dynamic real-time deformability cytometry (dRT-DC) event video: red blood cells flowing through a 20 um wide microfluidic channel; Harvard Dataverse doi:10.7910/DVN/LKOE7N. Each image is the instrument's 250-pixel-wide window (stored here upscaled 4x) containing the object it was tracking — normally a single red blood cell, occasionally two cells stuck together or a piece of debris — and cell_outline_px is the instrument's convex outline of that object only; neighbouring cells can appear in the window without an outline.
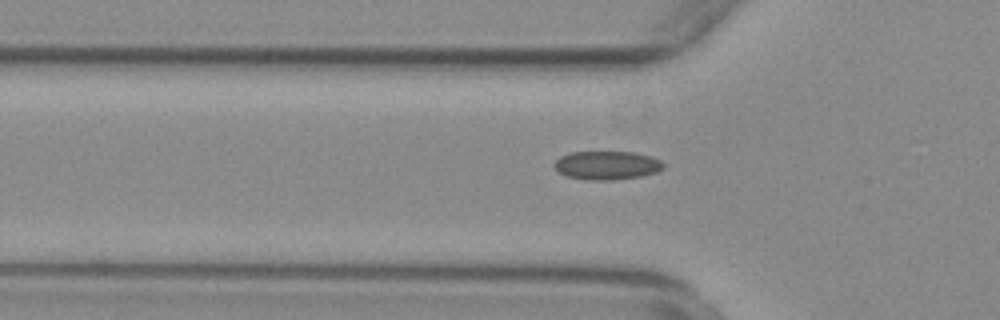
{"species": "common noctule bat (a hibernating species)", "species_latin": "Nyctalus noctula", "temperature_condition": "warm", "stored_images_in_passage": 33, "camera_frame_rate_fps": 3000, "um_per_image_px": 0.085, "animal": {"sex": "female", "body_mass_g": 29.2, "forearm_length_mm": 56.3}, "frame": {"image": 1, "passage_image": 8, "time_ms": 2.333, "image_size_px": [1000, 320], "cell_outline_px": [[664, 168], [656, 172], [640, 176], [612, 180], [588, 180], [568, 176], [560, 172], [552, 164], [560, 156], [572, 152], [632, 152], [648, 156], [660, 160], [664, 164]], "centroid_in_image_um": [51.57, 14.05], "position_along_channel_um": 74.2, "area_um2": 17.98}}
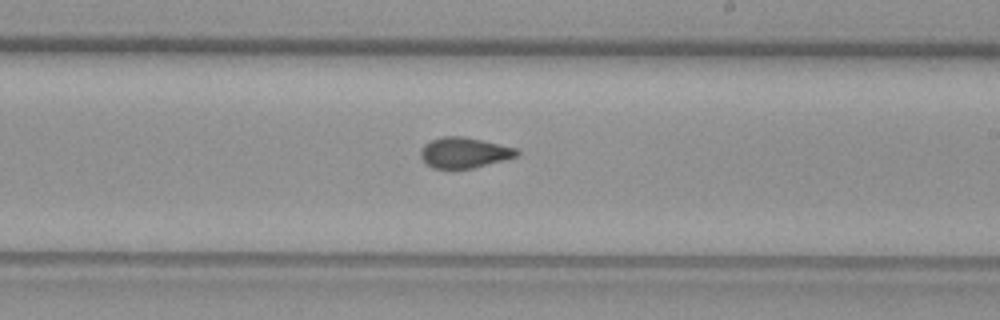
{"frame": {"image": 2, "passage_image": 22, "time_ms": 7.0, "image_size_px": [1000, 320], "cell_outline_px": [[520, 156], [472, 168], [452, 172], [432, 168], [424, 164], [420, 156], [420, 152], [424, 144], [432, 140], [444, 136], [464, 136], [484, 140], [516, 148], [520, 152]], "centroid_in_image_um": [39.43, 13.02], "position_along_channel_um": 249.6, "area_um2": 17.86}}
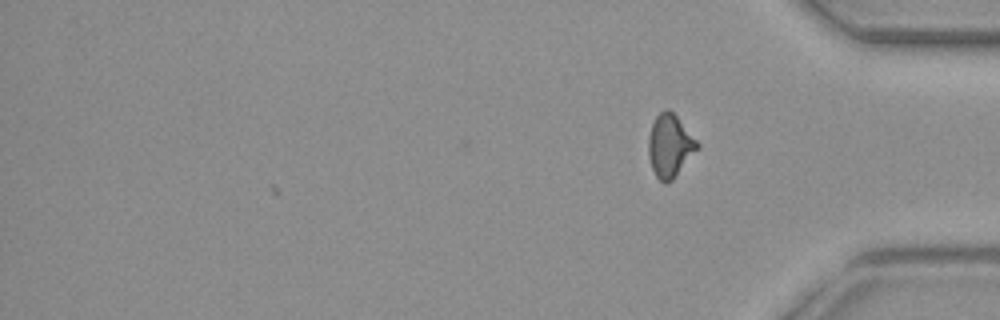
{"frame": {"image": 3, "passage_image": 33, "time_ms": 10.667, "image_size_px": [1000, 320], "cell_outline_px": [[700, 148], [672, 180], [664, 184], [656, 176], [652, 168], [648, 156], [648, 136], [652, 124], [656, 116], [664, 108], [668, 108], [676, 116], [700, 144]], "centroid_in_image_um": [56.94, 12.39], "position_along_channel_um": 378.3, "area_um2": 17.92}, "authors_computed_cell_mechanics": {"area_um2": 17.4556, "velocity_mm_per_s": 3.7416, "shape_relaxation_time_tau1_ms": null, "shape_relaxation_time_tau2_ms": 1.2461, "deformation_change_tau1": null, "deformation_change_tau2": 0.0682}}